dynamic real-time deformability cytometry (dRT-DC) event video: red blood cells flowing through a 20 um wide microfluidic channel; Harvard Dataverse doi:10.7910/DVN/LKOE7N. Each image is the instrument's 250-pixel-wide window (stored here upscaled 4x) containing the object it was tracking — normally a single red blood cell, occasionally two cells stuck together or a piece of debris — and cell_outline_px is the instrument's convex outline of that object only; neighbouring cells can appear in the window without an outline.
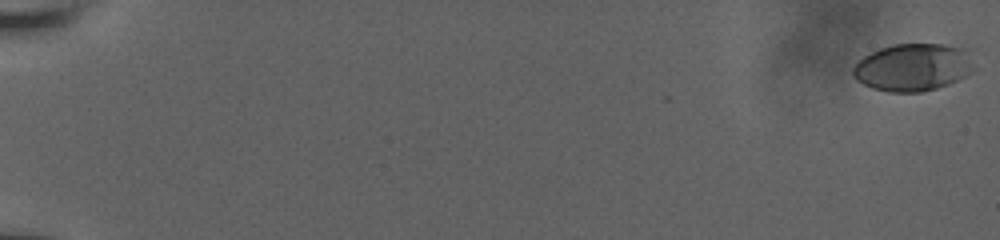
{"species": "human", "species_latin": "Homo sapiens", "temperature_condition": "room temperature", "stored_images_in_passage": 13, "camera_frame_rate_fps": 3000, "um_per_image_px": 0.085, "donor": {"sex": "male"}, "frame": {"image": 1, "passage_image": 1, "time_ms": 0.0, "image_size_px": [1000, 240], "cell_outline_px": [[976, 68], [964, 76], [948, 84], [936, 88], [920, 92], [888, 92], [872, 88], [856, 80], [852, 76], [852, 68], [864, 56], [880, 48], [892, 44], [944, 44], [960, 48], [968, 52]], "centroid_in_image_um": [77.58, 5.72], "position_along_channel_um": 7.4, "area_um2": 33.41}}